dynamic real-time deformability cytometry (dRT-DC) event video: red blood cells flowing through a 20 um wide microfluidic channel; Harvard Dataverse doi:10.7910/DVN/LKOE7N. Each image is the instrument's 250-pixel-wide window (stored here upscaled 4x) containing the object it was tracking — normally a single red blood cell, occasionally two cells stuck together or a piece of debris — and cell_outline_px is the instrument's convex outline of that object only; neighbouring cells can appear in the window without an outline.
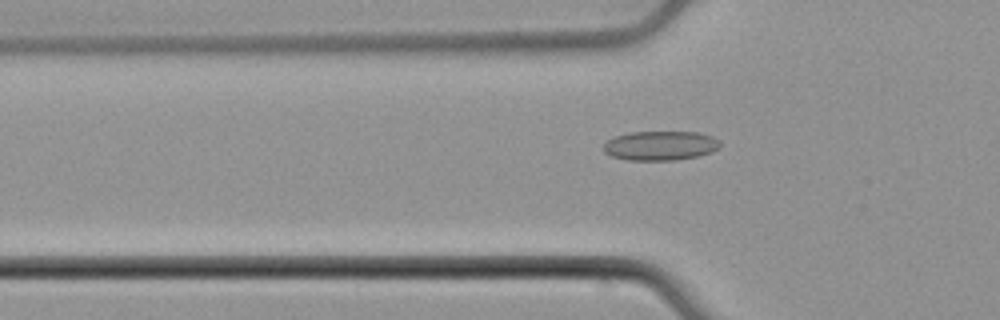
{"species": "common noctule bat (a hibernating species)", "species_latin": "Nyctalus noctula", "temperature_condition": "cold", "stored_images_in_passage": 52, "camera_frame_rate_fps": 3000, "um_per_image_px": 0.085, "animal": {"sex": "male", "body_mass_g": 21.5, "forearm_length_mm": 52.0}, "frame": {"image": 1, "passage_image": 16, "time_ms": 5.0, "image_size_px": [1000, 320], "cell_outline_px": [[720, 144], [712, 152], [696, 156], [672, 160], [628, 160], [612, 156], [604, 152], [604, 144], [608, 140], [616, 136], [632, 132], [700, 132], [712, 136], [720, 140]], "centroid_in_image_um": [56.14, 12.37], "position_along_channel_um": 69.7, "area_um2": 19.77}}
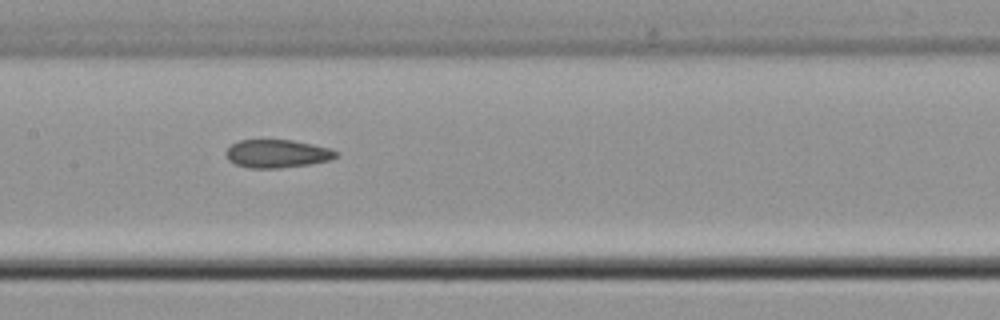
{"frame": {"image": 2, "passage_image": 25, "time_ms": 8.0, "image_size_px": [1000, 320], "cell_outline_px": [[340, 152], [336, 156], [328, 160], [308, 164], [280, 168], [248, 168], [236, 164], [228, 160], [224, 152], [232, 144], [240, 140], [292, 140], [332, 148]], "centroid_in_image_um": [23.55, 13.06], "position_along_channel_um": 183.9, "area_um2": 18.03}}
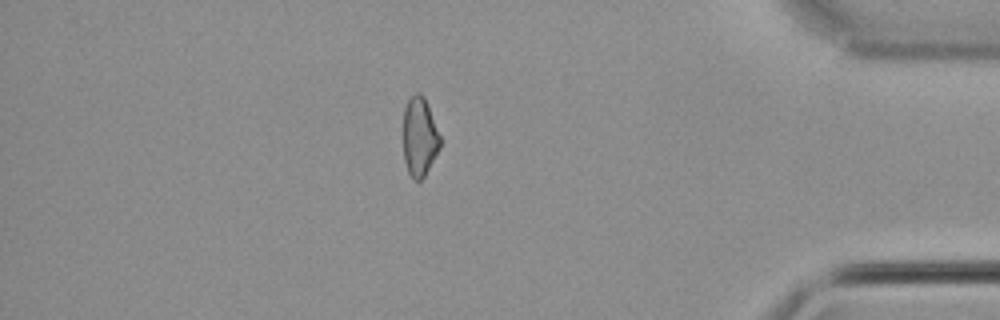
{"frame": {"image": 3, "passage_image": 45, "time_ms": 14.667, "image_size_px": [1000, 320], "cell_outline_px": [[440, 148], [424, 176], [420, 180], [412, 180], [408, 172], [404, 160], [404, 108], [408, 100], [416, 92], [420, 92], [424, 96], [428, 104], [440, 136]], "centroid_in_image_um": [35.66, 11.62], "position_along_channel_um": 399.5, "area_um2": 16.94}}